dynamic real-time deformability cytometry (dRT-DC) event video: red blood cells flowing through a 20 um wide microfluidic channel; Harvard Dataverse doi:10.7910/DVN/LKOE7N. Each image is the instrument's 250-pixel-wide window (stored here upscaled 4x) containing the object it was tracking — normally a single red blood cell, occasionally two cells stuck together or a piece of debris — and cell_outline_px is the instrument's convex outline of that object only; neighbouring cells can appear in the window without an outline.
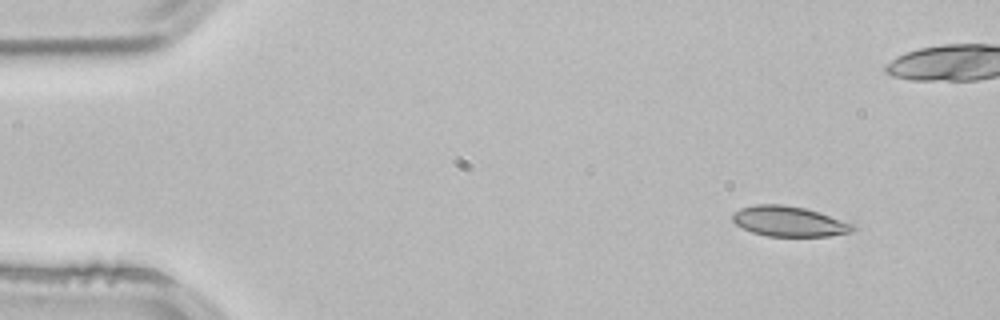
{"species": "common noctule bat (a hibernating species)", "species_latin": "Nyctalus noctula", "temperature_condition": "room temperature", "stored_images_in_passage": 4, "camera_frame_rate_fps": 3000, "um_per_image_px": 0.085, "animal": {"sex": "male", "body_mass_g": 21.5, "forearm_length_mm": 52.0}, "frame": {"image": 1, "passage_image": 1, "time_ms": 0.0, "image_size_px": [1000, 320], "cell_outline_px": [[856, 228], [848, 232], [828, 236], [768, 236], [752, 232], [736, 224], [732, 220], [732, 212], [740, 208], [756, 204], [780, 204], [804, 208], [820, 212], [856, 224]], "centroid_in_image_um": [67.07, 18.81], "position_along_channel_um": 17.9, "area_um2": 21.21}}